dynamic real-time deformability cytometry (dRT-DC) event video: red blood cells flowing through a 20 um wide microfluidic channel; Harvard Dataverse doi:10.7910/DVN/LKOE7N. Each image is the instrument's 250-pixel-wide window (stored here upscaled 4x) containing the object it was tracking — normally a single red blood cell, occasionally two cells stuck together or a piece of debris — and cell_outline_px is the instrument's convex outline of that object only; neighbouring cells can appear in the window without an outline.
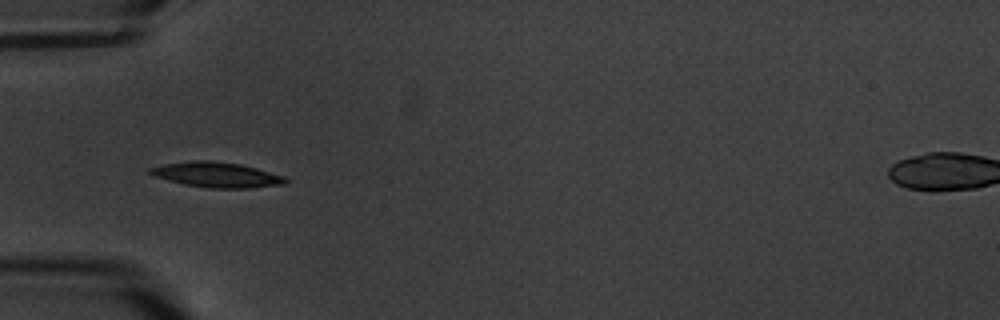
{"species": "common noctule bat (a hibernating species)", "species_latin": "Nyctalus noctula", "temperature_condition": "warm", "stored_images_in_passage": 10, "camera_frame_rate_fps": 3000, "um_per_image_px": 0.085, "animal": {"sex": "male", "body_mass_g": 20.1, "forearm_length_mm": 53.5}, "frame": {"image": 1, "passage_image": 4, "time_ms": 4.333, "image_size_px": [1000, 320], "cell_outline_px": [[288, 184], [248, 188], [208, 188], [184, 184], [152, 176], [148, 172], [148, 168], [164, 164], [192, 160], [208, 160], [240, 164], [256, 168], [284, 176], [288, 180]], "centroid_in_image_um": [18.41, 14.85], "position_along_channel_um": 66.6, "area_um2": 19.94}}
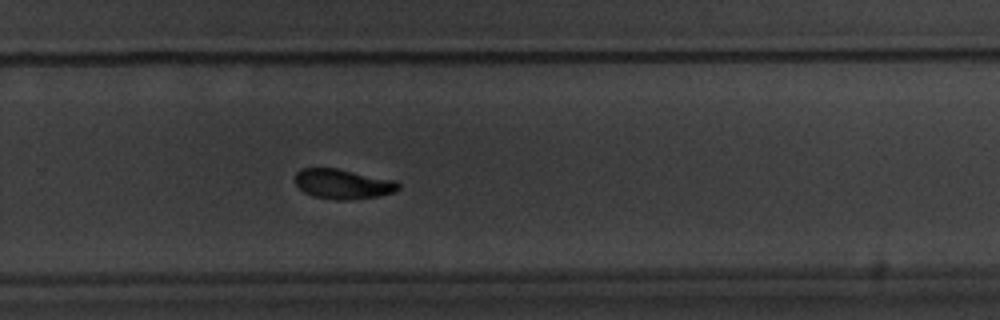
{"frame": {"image": 2, "passage_image": 10, "time_ms": 11.333, "image_size_px": [1000, 320], "cell_outline_px": [[400, 188], [396, 192], [380, 196], [348, 200], [336, 200], [316, 196], [304, 192], [296, 184], [296, 172], [300, 168], [336, 168], [396, 180], [400, 184]], "centroid_in_image_um": [29.19, 15.64], "position_along_channel_um": 300.6, "area_um2": 18.03}}